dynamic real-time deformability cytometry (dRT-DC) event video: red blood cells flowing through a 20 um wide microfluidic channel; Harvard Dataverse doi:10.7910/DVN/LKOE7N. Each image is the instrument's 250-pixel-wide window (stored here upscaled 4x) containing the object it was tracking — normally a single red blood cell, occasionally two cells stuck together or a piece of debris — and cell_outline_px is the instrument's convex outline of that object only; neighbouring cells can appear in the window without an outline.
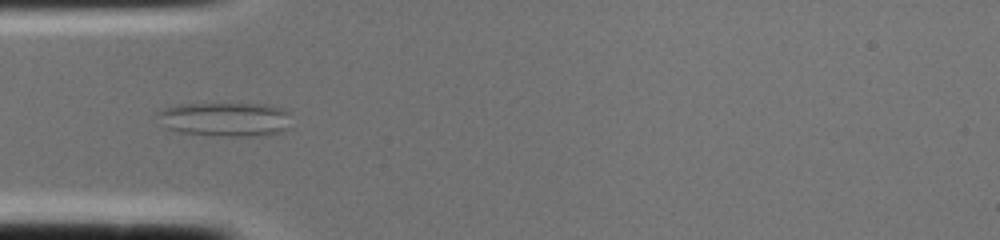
{"species": "common noctule bat (a hibernating species)", "species_latin": "Nyctalus noctula", "temperature_condition": "cold", "stored_images_in_passage": 2, "camera_frame_rate_fps": 3000, "um_per_image_px": 0.085, "animal": {"sex": "female", "body_mass_g": 22.0, "forearm_length_mm": 56.7}, "frame": {"image": 1, "passage_image": 2, "time_ms": 0.333, "image_size_px": [1000, 240], "cell_outline_px": [[288, 128], [280, 132], [256, 136], [224, 136], [180, 132], [164, 128], [156, 112], [164, 108], [176, 104], [268, 104], [280, 108], [288, 112]], "centroid_in_image_um": [19.1, 10.13], "position_along_channel_um": 65.9, "area_um2": 26.53}}